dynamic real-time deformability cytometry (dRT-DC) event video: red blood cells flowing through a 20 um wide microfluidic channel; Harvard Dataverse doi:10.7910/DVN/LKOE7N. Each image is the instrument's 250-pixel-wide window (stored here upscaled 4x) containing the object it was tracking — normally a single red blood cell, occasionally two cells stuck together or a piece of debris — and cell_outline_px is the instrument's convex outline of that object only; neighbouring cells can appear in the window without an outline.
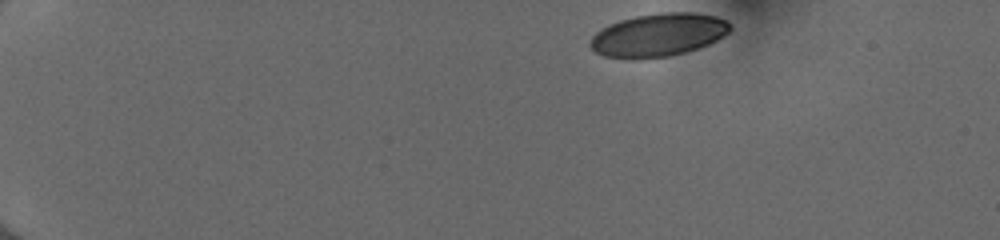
{"species": "human", "species_latin": "Homo sapiens", "temperature_condition": "cold", "stored_images_in_passage": 44, "camera_frame_rate_fps": 3000, "um_per_image_px": 0.085, "donor": {"sex": "female"}, "frame": {"image": 1, "passage_image": 1, "time_ms": 0.0, "image_size_px": [1000, 240], "cell_outline_px": [[732, 28], [728, 32], [716, 40], [708, 44], [684, 52], [668, 56], [604, 56], [596, 52], [588, 44], [588, 40], [596, 32], [608, 24], [620, 20], [636, 16], [660, 12], [696, 12], [716, 16], [724, 20]], "centroid_in_image_um": [55.95, 2.92], "position_along_channel_um": 29.0, "area_um2": 34.28}}
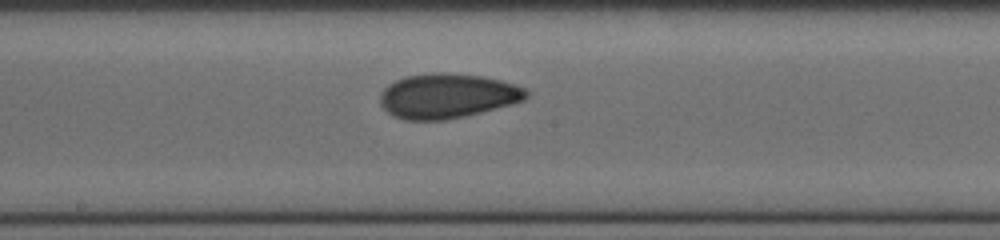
{"frame": {"image": 2, "passage_image": 23, "time_ms": 7.333, "image_size_px": [1000, 240], "cell_outline_px": [[528, 96], [524, 100], [512, 104], [464, 116], [444, 120], [404, 120], [388, 112], [380, 104], [380, 92], [388, 84], [404, 76], [432, 72], [448, 72], [484, 76], [516, 84], [524, 88], [528, 92]], "centroid_in_image_um": [38.02, 8.13], "position_along_channel_um": 210.2, "area_um2": 38.26}}
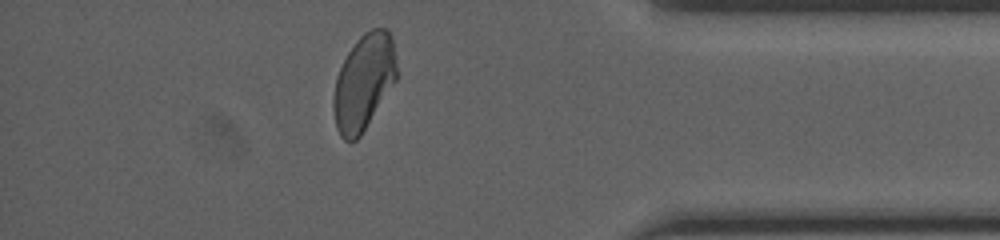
{"frame": {"image": 3, "passage_image": 39, "time_ms": 12.667, "image_size_px": [1000, 240], "cell_outline_px": [[396, 80], [360, 136], [356, 140], [344, 140], [340, 136], [336, 128], [332, 108], [332, 100], [336, 76], [348, 52], [356, 40], [364, 32], [372, 28], [388, 28], [392, 36], [396, 64]], "centroid_in_image_um": [30.9, 6.97], "position_along_channel_um": 404.3, "area_um2": 35.26}, "authors_computed_cell_mechanics": {"area_um2": 35.9805, "velocity_mm_per_s": 4.0293, "shape_relaxation_time_tau1_ms": 7.7264, "shape_relaxation_time_tau2_ms": 1.6846, "deformation_change_tau1": 0.1625, "deformation_change_tau2": 0.0649}}